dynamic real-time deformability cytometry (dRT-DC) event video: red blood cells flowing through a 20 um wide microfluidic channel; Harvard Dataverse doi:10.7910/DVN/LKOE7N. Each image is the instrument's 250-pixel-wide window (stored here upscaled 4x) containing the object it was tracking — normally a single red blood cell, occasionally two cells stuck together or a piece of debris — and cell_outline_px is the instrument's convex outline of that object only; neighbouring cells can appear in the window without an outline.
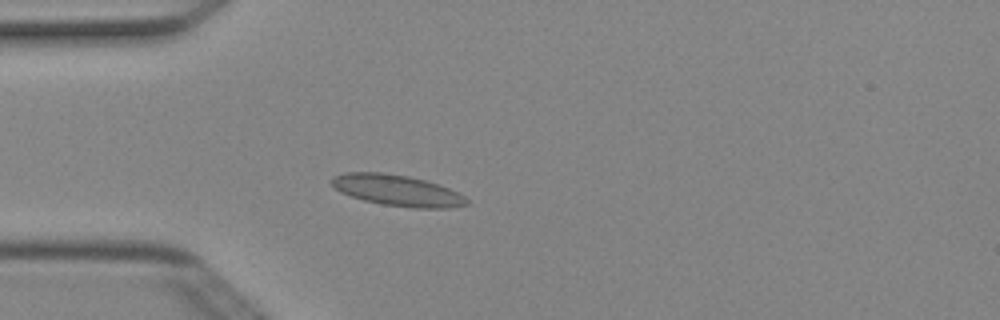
{"species": "Egyptian fruit bat (a non-hibernating species)", "species_latin": "Rousettus aegyptiacus", "temperature_condition": "cold", "stored_images_in_passage": 4, "camera_frame_rate_fps": 3000, "um_per_image_px": 0.085, "animal": {"sex": "female"}, "frame": {"image": 1, "passage_image": 4, "time_ms": 1.0, "image_size_px": [1000, 320], "cell_outline_px": [[468, 204], [448, 208], [412, 208], [384, 204], [364, 200], [340, 192], [332, 184], [332, 176], [344, 172], [384, 172], [408, 176], [424, 180], [448, 188], [464, 196], [468, 200]], "centroid_in_image_um": [33.74, 16.18], "position_along_channel_um": 51.3, "area_um2": 24.22}}